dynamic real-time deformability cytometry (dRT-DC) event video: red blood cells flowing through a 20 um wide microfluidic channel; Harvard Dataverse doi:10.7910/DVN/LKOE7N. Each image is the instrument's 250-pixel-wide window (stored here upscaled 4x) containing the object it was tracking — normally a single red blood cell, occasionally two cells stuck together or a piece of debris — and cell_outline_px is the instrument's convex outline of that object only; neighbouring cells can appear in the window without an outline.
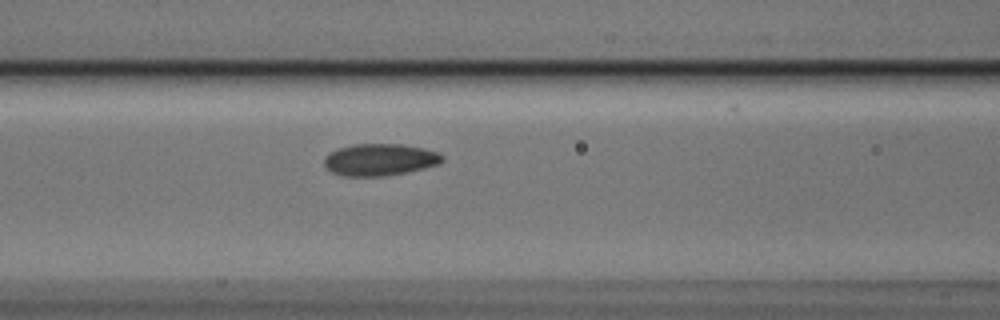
{"species": "Egyptian fruit bat (a non-hibernating species)", "species_latin": "Rousettus aegyptiacus", "temperature_condition": "cold", "stored_images_in_passage": 4, "camera_frame_rate_fps": 3000, "um_per_image_px": 0.085, "animal": {"sex": "male"}, "frame": {"image": 1, "passage_image": 4, "time_ms": 1.0, "image_size_px": [1000, 320], "cell_outline_px": [[444, 160], [440, 164], [424, 168], [384, 176], [344, 176], [332, 172], [324, 168], [324, 156], [328, 152], [340, 148], [356, 144], [400, 144], [424, 148], [436, 152], [444, 156]], "centroid_in_image_um": [32.26, 13.57], "position_along_channel_um": 134.3, "area_um2": 22.02}}